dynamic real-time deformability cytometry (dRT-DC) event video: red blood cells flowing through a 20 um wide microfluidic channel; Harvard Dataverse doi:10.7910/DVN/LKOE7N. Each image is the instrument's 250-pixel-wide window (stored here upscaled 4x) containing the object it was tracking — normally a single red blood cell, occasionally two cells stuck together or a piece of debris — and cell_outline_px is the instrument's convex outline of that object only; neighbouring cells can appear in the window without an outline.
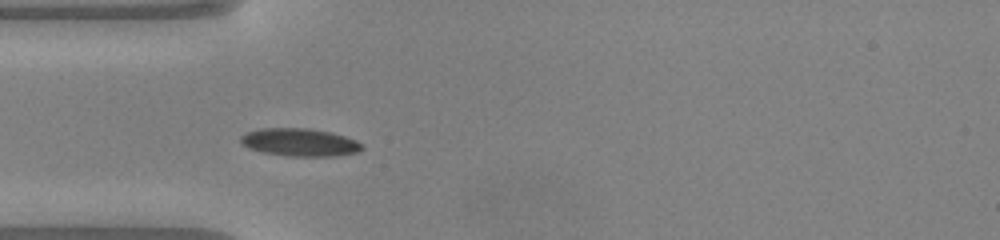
{"species": "common noctule bat (a hibernating species)", "species_latin": "Nyctalus noctula", "temperature_condition": "warm", "stored_images_in_passage": 36, "camera_frame_rate_fps": 3000, "um_per_image_px": 0.085, "animal": {"sex": "male", "body_mass_g": 20.0, "forearm_length_mm": 53.3}, "frame": {"image": 1, "passage_image": 1, "time_ms": 0.0, "image_size_px": [1000, 240], "cell_outline_px": [[364, 148], [356, 152], [332, 156], [288, 156], [264, 152], [248, 148], [240, 140], [240, 136], [248, 132], [260, 128], [308, 128], [332, 132], [356, 140], [364, 144]], "centroid_in_image_um": [25.5, 12.09], "position_along_channel_um": 59.5, "area_um2": 19.59}}
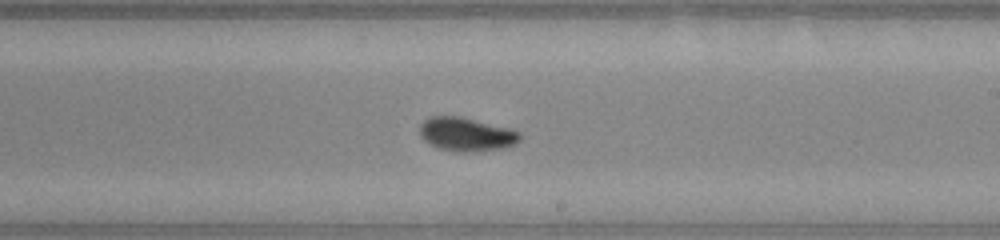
{"frame": {"image": 2, "passage_image": 15, "time_ms": 4.667, "image_size_px": [1000, 240], "cell_outline_px": [[520, 140], [504, 148], [468, 152], [456, 152], [440, 148], [428, 144], [420, 136], [420, 124], [428, 116], [460, 116], [508, 128], [520, 132]], "centroid_in_image_um": [39.59, 11.41], "position_along_channel_um": 249.4, "area_um2": 19.59}}
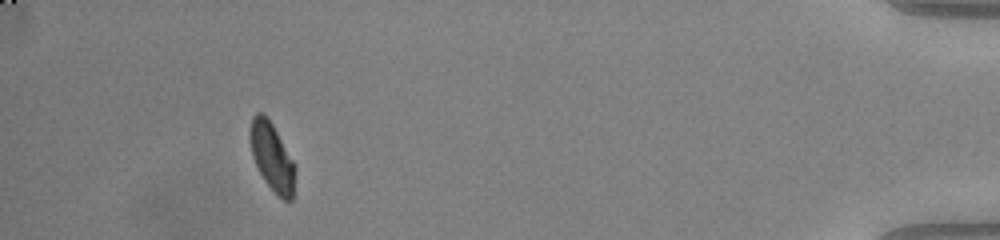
{"frame": {"image": 3, "passage_image": 32, "time_ms": 10.333, "image_size_px": [1000, 240], "cell_outline_px": [[296, 168], [292, 200], [280, 200], [276, 196], [264, 180], [252, 156], [252, 116], [256, 112], [260, 112], [272, 124], [292, 160]], "centroid_in_image_um": [23.16, 13.44], "position_along_channel_um": 412.0, "area_um2": 17.22}, "authors_computed_cell_mechanics": {"area_um2": 18.1203, "velocity_mm_per_s": 4.0829, "shape_relaxation_time_tau1_ms": 2.4218, "shape_relaxation_time_tau2_ms": 3.8344, "deformation_change_tau1": 0.154, "deformation_change_tau2": 0.0537}}